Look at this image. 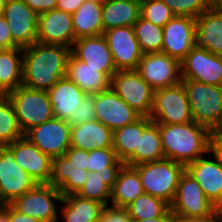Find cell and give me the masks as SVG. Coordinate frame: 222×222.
<instances>
[{
  "label": "cell",
  "mask_w": 222,
  "mask_h": 222,
  "mask_svg": "<svg viewBox=\"0 0 222 222\" xmlns=\"http://www.w3.org/2000/svg\"><path fill=\"white\" fill-rule=\"evenodd\" d=\"M62 198L58 188L49 183H38L33 189L15 198L10 205L41 222H59L57 205L60 206Z\"/></svg>",
  "instance_id": "obj_7"
},
{
  "label": "cell",
  "mask_w": 222,
  "mask_h": 222,
  "mask_svg": "<svg viewBox=\"0 0 222 222\" xmlns=\"http://www.w3.org/2000/svg\"><path fill=\"white\" fill-rule=\"evenodd\" d=\"M7 95L15 109L23 134L54 118L48 91L35 90L21 85Z\"/></svg>",
  "instance_id": "obj_6"
},
{
  "label": "cell",
  "mask_w": 222,
  "mask_h": 222,
  "mask_svg": "<svg viewBox=\"0 0 222 222\" xmlns=\"http://www.w3.org/2000/svg\"><path fill=\"white\" fill-rule=\"evenodd\" d=\"M9 222H41V221L15 210L9 204Z\"/></svg>",
  "instance_id": "obj_48"
},
{
  "label": "cell",
  "mask_w": 222,
  "mask_h": 222,
  "mask_svg": "<svg viewBox=\"0 0 222 222\" xmlns=\"http://www.w3.org/2000/svg\"><path fill=\"white\" fill-rule=\"evenodd\" d=\"M181 80L222 86V56L194 46L180 61Z\"/></svg>",
  "instance_id": "obj_11"
},
{
  "label": "cell",
  "mask_w": 222,
  "mask_h": 222,
  "mask_svg": "<svg viewBox=\"0 0 222 222\" xmlns=\"http://www.w3.org/2000/svg\"><path fill=\"white\" fill-rule=\"evenodd\" d=\"M133 29L143 54L162 52L163 27L139 17Z\"/></svg>",
  "instance_id": "obj_37"
},
{
  "label": "cell",
  "mask_w": 222,
  "mask_h": 222,
  "mask_svg": "<svg viewBox=\"0 0 222 222\" xmlns=\"http://www.w3.org/2000/svg\"><path fill=\"white\" fill-rule=\"evenodd\" d=\"M147 116H141L131 124L113 131V149L117 157L125 162L138 149L139 134L151 123Z\"/></svg>",
  "instance_id": "obj_33"
},
{
  "label": "cell",
  "mask_w": 222,
  "mask_h": 222,
  "mask_svg": "<svg viewBox=\"0 0 222 222\" xmlns=\"http://www.w3.org/2000/svg\"><path fill=\"white\" fill-rule=\"evenodd\" d=\"M136 71L154 91L181 82L180 62L162 52L143 54Z\"/></svg>",
  "instance_id": "obj_13"
},
{
  "label": "cell",
  "mask_w": 222,
  "mask_h": 222,
  "mask_svg": "<svg viewBox=\"0 0 222 222\" xmlns=\"http://www.w3.org/2000/svg\"><path fill=\"white\" fill-rule=\"evenodd\" d=\"M23 48L0 49V94L22 85Z\"/></svg>",
  "instance_id": "obj_31"
},
{
  "label": "cell",
  "mask_w": 222,
  "mask_h": 222,
  "mask_svg": "<svg viewBox=\"0 0 222 222\" xmlns=\"http://www.w3.org/2000/svg\"><path fill=\"white\" fill-rule=\"evenodd\" d=\"M165 158L187 166L208 153L211 131L196 122L159 124Z\"/></svg>",
  "instance_id": "obj_2"
},
{
  "label": "cell",
  "mask_w": 222,
  "mask_h": 222,
  "mask_svg": "<svg viewBox=\"0 0 222 222\" xmlns=\"http://www.w3.org/2000/svg\"><path fill=\"white\" fill-rule=\"evenodd\" d=\"M126 209L132 219L146 220L164 216L170 210V204L159 197L144 193Z\"/></svg>",
  "instance_id": "obj_36"
},
{
  "label": "cell",
  "mask_w": 222,
  "mask_h": 222,
  "mask_svg": "<svg viewBox=\"0 0 222 222\" xmlns=\"http://www.w3.org/2000/svg\"><path fill=\"white\" fill-rule=\"evenodd\" d=\"M1 15L7 20L11 36L20 48L37 42L38 14L23 0H7Z\"/></svg>",
  "instance_id": "obj_15"
},
{
  "label": "cell",
  "mask_w": 222,
  "mask_h": 222,
  "mask_svg": "<svg viewBox=\"0 0 222 222\" xmlns=\"http://www.w3.org/2000/svg\"><path fill=\"white\" fill-rule=\"evenodd\" d=\"M71 125L66 120L53 118L28 130L24 136L42 153L51 158L65 155L71 147Z\"/></svg>",
  "instance_id": "obj_12"
},
{
  "label": "cell",
  "mask_w": 222,
  "mask_h": 222,
  "mask_svg": "<svg viewBox=\"0 0 222 222\" xmlns=\"http://www.w3.org/2000/svg\"><path fill=\"white\" fill-rule=\"evenodd\" d=\"M59 207L58 219L61 222H93L100 218L105 205L77 194L63 196ZM61 216V217H60Z\"/></svg>",
  "instance_id": "obj_27"
},
{
  "label": "cell",
  "mask_w": 222,
  "mask_h": 222,
  "mask_svg": "<svg viewBox=\"0 0 222 222\" xmlns=\"http://www.w3.org/2000/svg\"><path fill=\"white\" fill-rule=\"evenodd\" d=\"M192 114L193 121L218 130L222 120V86L205 84L195 80H181Z\"/></svg>",
  "instance_id": "obj_4"
},
{
  "label": "cell",
  "mask_w": 222,
  "mask_h": 222,
  "mask_svg": "<svg viewBox=\"0 0 222 222\" xmlns=\"http://www.w3.org/2000/svg\"><path fill=\"white\" fill-rule=\"evenodd\" d=\"M0 222H9V204L0 205Z\"/></svg>",
  "instance_id": "obj_51"
},
{
  "label": "cell",
  "mask_w": 222,
  "mask_h": 222,
  "mask_svg": "<svg viewBox=\"0 0 222 222\" xmlns=\"http://www.w3.org/2000/svg\"><path fill=\"white\" fill-rule=\"evenodd\" d=\"M141 0L102 1L103 32L121 26H133L140 17Z\"/></svg>",
  "instance_id": "obj_29"
},
{
  "label": "cell",
  "mask_w": 222,
  "mask_h": 222,
  "mask_svg": "<svg viewBox=\"0 0 222 222\" xmlns=\"http://www.w3.org/2000/svg\"><path fill=\"white\" fill-rule=\"evenodd\" d=\"M195 46L222 56V6H211L195 18Z\"/></svg>",
  "instance_id": "obj_22"
},
{
  "label": "cell",
  "mask_w": 222,
  "mask_h": 222,
  "mask_svg": "<svg viewBox=\"0 0 222 222\" xmlns=\"http://www.w3.org/2000/svg\"><path fill=\"white\" fill-rule=\"evenodd\" d=\"M94 107L95 119L112 131L131 124L141 117L112 88L94 94Z\"/></svg>",
  "instance_id": "obj_16"
},
{
  "label": "cell",
  "mask_w": 222,
  "mask_h": 222,
  "mask_svg": "<svg viewBox=\"0 0 222 222\" xmlns=\"http://www.w3.org/2000/svg\"><path fill=\"white\" fill-rule=\"evenodd\" d=\"M71 147L91 151L113 148V131L98 120L71 126Z\"/></svg>",
  "instance_id": "obj_23"
},
{
  "label": "cell",
  "mask_w": 222,
  "mask_h": 222,
  "mask_svg": "<svg viewBox=\"0 0 222 222\" xmlns=\"http://www.w3.org/2000/svg\"><path fill=\"white\" fill-rule=\"evenodd\" d=\"M143 185L144 192L171 204L186 166L167 158L133 166Z\"/></svg>",
  "instance_id": "obj_3"
},
{
  "label": "cell",
  "mask_w": 222,
  "mask_h": 222,
  "mask_svg": "<svg viewBox=\"0 0 222 222\" xmlns=\"http://www.w3.org/2000/svg\"><path fill=\"white\" fill-rule=\"evenodd\" d=\"M19 47L13 40L7 20L0 14V49Z\"/></svg>",
  "instance_id": "obj_44"
},
{
  "label": "cell",
  "mask_w": 222,
  "mask_h": 222,
  "mask_svg": "<svg viewBox=\"0 0 222 222\" xmlns=\"http://www.w3.org/2000/svg\"><path fill=\"white\" fill-rule=\"evenodd\" d=\"M75 40L72 14L54 9L38 15L37 42L72 48Z\"/></svg>",
  "instance_id": "obj_19"
},
{
  "label": "cell",
  "mask_w": 222,
  "mask_h": 222,
  "mask_svg": "<svg viewBox=\"0 0 222 222\" xmlns=\"http://www.w3.org/2000/svg\"><path fill=\"white\" fill-rule=\"evenodd\" d=\"M65 156L72 164L82 166L84 170H88L89 151L70 147L65 152Z\"/></svg>",
  "instance_id": "obj_43"
},
{
  "label": "cell",
  "mask_w": 222,
  "mask_h": 222,
  "mask_svg": "<svg viewBox=\"0 0 222 222\" xmlns=\"http://www.w3.org/2000/svg\"><path fill=\"white\" fill-rule=\"evenodd\" d=\"M157 124L193 122L188 97L183 84L154 91L153 108L149 116Z\"/></svg>",
  "instance_id": "obj_8"
},
{
  "label": "cell",
  "mask_w": 222,
  "mask_h": 222,
  "mask_svg": "<svg viewBox=\"0 0 222 222\" xmlns=\"http://www.w3.org/2000/svg\"><path fill=\"white\" fill-rule=\"evenodd\" d=\"M14 153L16 163L37 183H49L52 158L42 153L25 136L7 145Z\"/></svg>",
  "instance_id": "obj_20"
},
{
  "label": "cell",
  "mask_w": 222,
  "mask_h": 222,
  "mask_svg": "<svg viewBox=\"0 0 222 222\" xmlns=\"http://www.w3.org/2000/svg\"><path fill=\"white\" fill-rule=\"evenodd\" d=\"M172 10L162 0H141L140 17L155 25H164L174 17Z\"/></svg>",
  "instance_id": "obj_39"
},
{
  "label": "cell",
  "mask_w": 222,
  "mask_h": 222,
  "mask_svg": "<svg viewBox=\"0 0 222 222\" xmlns=\"http://www.w3.org/2000/svg\"><path fill=\"white\" fill-rule=\"evenodd\" d=\"M215 222H222V216Z\"/></svg>",
  "instance_id": "obj_55"
},
{
  "label": "cell",
  "mask_w": 222,
  "mask_h": 222,
  "mask_svg": "<svg viewBox=\"0 0 222 222\" xmlns=\"http://www.w3.org/2000/svg\"><path fill=\"white\" fill-rule=\"evenodd\" d=\"M171 212L203 222H215L222 212L206 197L201 186L186 170L181 175Z\"/></svg>",
  "instance_id": "obj_5"
},
{
  "label": "cell",
  "mask_w": 222,
  "mask_h": 222,
  "mask_svg": "<svg viewBox=\"0 0 222 222\" xmlns=\"http://www.w3.org/2000/svg\"><path fill=\"white\" fill-rule=\"evenodd\" d=\"M84 167L72 164L65 155L52 158V175L49 184L58 188L62 196L77 194L89 175Z\"/></svg>",
  "instance_id": "obj_25"
},
{
  "label": "cell",
  "mask_w": 222,
  "mask_h": 222,
  "mask_svg": "<svg viewBox=\"0 0 222 222\" xmlns=\"http://www.w3.org/2000/svg\"><path fill=\"white\" fill-rule=\"evenodd\" d=\"M75 39L103 34L102 0L84 1L72 14Z\"/></svg>",
  "instance_id": "obj_30"
},
{
  "label": "cell",
  "mask_w": 222,
  "mask_h": 222,
  "mask_svg": "<svg viewBox=\"0 0 222 222\" xmlns=\"http://www.w3.org/2000/svg\"><path fill=\"white\" fill-rule=\"evenodd\" d=\"M54 118L68 120L78 109L79 104L87 95L73 81L66 77L58 80L49 90Z\"/></svg>",
  "instance_id": "obj_26"
},
{
  "label": "cell",
  "mask_w": 222,
  "mask_h": 222,
  "mask_svg": "<svg viewBox=\"0 0 222 222\" xmlns=\"http://www.w3.org/2000/svg\"><path fill=\"white\" fill-rule=\"evenodd\" d=\"M195 18L174 16L163 27L162 53L179 62L195 46Z\"/></svg>",
  "instance_id": "obj_17"
},
{
  "label": "cell",
  "mask_w": 222,
  "mask_h": 222,
  "mask_svg": "<svg viewBox=\"0 0 222 222\" xmlns=\"http://www.w3.org/2000/svg\"><path fill=\"white\" fill-rule=\"evenodd\" d=\"M65 77L77 84L88 95L111 88V78L98 69L77 59L72 53L67 61Z\"/></svg>",
  "instance_id": "obj_24"
},
{
  "label": "cell",
  "mask_w": 222,
  "mask_h": 222,
  "mask_svg": "<svg viewBox=\"0 0 222 222\" xmlns=\"http://www.w3.org/2000/svg\"><path fill=\"white\" fill-rule=\"evenodd\" d=\"M208 156V157H207ZM206 197L222 212V164L210 152L186 166Z\"/></svg>",
  "instance_id": "obj_18"
},
{
  "label": "cell",
  "mask_w": 222,
  "mask_h": 222,
  "mask_svg": "<svg viewBox=\"0 0 222 222\" xmlns=\"http://www.w3.org/2000/svg\"><path fill=\"white\" fill-rule=\"evenodd\" d=\"M92 120H95L94 95L87 94L67 122L71 126H76Z\"/></svg>",
  "instance_id": "obj_41"
},
{
  "label": "cell",
  "mask_w": 222,
  "mask_h": 222,
  "mask_svg": "<svg viewBox=\"0 0 222 222\" xmlns=\"http://www.w3.org/2000/svg\"><path fill=\"white\" fill-rule=\"evenodd\" d=\"M218 130L222 131V120H221V123H220V128Z\"/></svg>",
  "instance_id": "obj_54"
},
{
  "label": "cell",
  "mask_w": 222,
  "mask_h": 222,
  "mask_svg": "<svg viewBox=\"0 0 222 222\" xmlns=\"http://www.w3.org/2000/svg\"><path fill=\"white\" fill-rule=\"evenodd\" d=\"M212 6H222V0H209Z\"/></svg>",
  "instance_id": "obj_52"
},
{
  "label": "cell",
  "mask_w": 222,
  "mask_h": 222,
  "mask_svg": "<svg viewBox=\"0 0 222 222\" xmlns=\"http://www.w3.org/2000/svg\"><path fill=\"white\" fill-rule=\"evenodd\" d=\"M209 151L222 164V131L219 130L211 131Z\"/></svg>",
  "instance_id": "obj_46"
},
{
  "label": "cell",
  "mask_w": 222,
  "mask_h": 222,
  "mask_svg": "<svg viewBox=\"0 0 222 222\" xmlns=\"http://www.w3.org/2000/svg\"><path fill=\"white\" fill-rule=\"evenodd\" d=\"M168 222H203V221L196 218L180 216L171 212Z\"/></svg>",
  "instance_id": "obj_49"
},
{
  "label": "cell",
  "mask_w": 222,
  "mask_h": 222,
  "mask_svg": "<svg viewBox=\"0 0 222 222\" xmlns=\"http://www.w3.org/2000/svg\"><path fill=\"white\" fill-rule=\"evenodd\" d=\"M165 158L159 124L151 122L139 134L138 149L124 162L126 165L135 166L145 162H153Z\"/></svg>",
  "instance_id": "obj_32"
},
{
  "label": "cell",
  "mask_w": 222,
  "mask_h": 222,
  "mask_svg": "<svg viewBox=\"0 0 222 222\" xmlns=\"http://www.w3.org/2000/svg\"><path fill=\"white\" fill-rule=\"evenodd\" d=\"M38 15L56 9L57 0H23Z\"/></svg>",
  "instance_id": "obj_45"
},
{
  "label": "cell",
  "mask_w": 222,
  "mask_h": 222,
  "mask_svg": "<svg viewBox=\"0 0 222 222\" xmlns=\"http://www.w3.org/2000/svg\"><path fill=\"white\" fill-rule=\"evenodd\" d=\"M71 53L82 62L107 74L110 78L117 71L107 40L101 35L76 39Z\"/></svg>",
  "instance_id": "obj_21"
},
{
  "label": "cell",
  "mask_w": 222,
  "mask_h": 222,
  "mask_svg": "<svg viewBox=\"0 0 222 222\" xmlns=\"http://www.w3.org/2000/svg\"><path fill=\"white\" fill-rule=\"evenodd\" d=\"M117 71L137 70L143 52L133 26H121L103 32Z\"/></svg>",
  "instance_id": "obj_14"
},
{
  "label": "cell",
  "mask_w": 222,
  "mask_h": 222,
  "mask_svg": "<svg viewBox=\"0 0 222 222\" xmlns=\"http://www.w3.org/2000/svg\"><path fill=\"white\" fill-rule=\"evenodd\" d=\"M125 163L118 159L113 148L89 151L88 171L93 173H119Z\"/></svg>",
  "instance_id": "obj_38"
},
{
  "label": "cell",
  "mask_w": 222,
  "mask_h": 222,
  "mask_svg": "<svg viewBox=\"0 0 222 222\" xmlns=\"http://www.w3.org/2000/svg\"><path fill=\"white\" fill-rule=\"evenodd\" d=\"M100 222H131L132 218L126 208L106 205L99 218Z\"/></svg>",
  "instance_id": "obj_42"
},
{
  "label": "cell",
  "mask_w": 222,
  "mask_h": 222,
  "mask_svg": "<svg viewBox=\"0 0 222 222\" xmlns=\"http://www.w3.org/2000/svg\"><path fill=\"white\" fill-rule=\"evenodd\" d=\"M37 184L16 163L13 151L7 145L0 146V205L10 204Z\"/></svg>",
  "instance_id": "obj_10"
},
{
  "label": "cell",
  "mask_w": 222,
  "mask_h": 222,
  "mask_svg": "<svg viewBox=\"0 0 222 222\" xmlns=\"http://www.w3.org/2000/svg\"><path fill=\"white\" fill-rule=\"evenodd\" d=\"M171 210H169L164 216L156 217L153 219H146V220H137L132 219L131 222H168Z\"/></svg>",
  "instance_id": "obj_50"
},
{
  "label": "cell",
  "mask_w": 222,
  "mask_h": 222,
  "mask_svg": "<svg viewBox=\"0 0 222 222\" xmlns=\"http://www.w3.org/2000/svg\"><path fill=\"white\" fill-rule=\"evenodd\" d=\"M24 136L8 95L0 94V146H6Z\"/></svg>",
  "instance_id": "obj_35"
},
{
  "label": "cell",
  "mask_w": 222,
  "mask_h": 222,
  "mask_svg": "<svg viewBox=\"0 0 222 222\" xmlns=\"http://www.w3.org/2000/svg\"><path fill=\"white\" fill-rule=\"evenodd\" d=\"M175 16L196 18L212 5L209 0H162Z\"/></svg>",
  "instance_id": "obj_40"
},
{
  "label": "cell",
  "mask_w": 222,
  "mask_h": 222,
  "mask_svg": "<svg viewBox=\"0 0 222 222\" xmlns=\"http://www.w3.org/2000/svg\"><path fill=\"white\" fill-rule=\"evenodd\" d=\"M144 193L138 171L133 166L124 164L118 173L113 188L111 189V199L109 204L116 207L126 208Z\"/></svg>",
  "instance_id": "obj_28"
},
{
  "label": "cell",
  "mask_w": 222,
  "mask_h": 222,
  "mask_svg": "<svg viewBox=\"0 0 222 222\" xmlns=\"http://www.w3.org/2000/svg\"><path fill=\"white\" fill-rule=\"evenodd\" d=\"M83 3L84 0H57L56 9L73 14Z\"/></svg>",
  "instance_id": "obj_47"
},
{
  "label": "cell",
  "mask_w": 222,
  "mask_h": 222,
  "mask_svg": "<svg viewBox=\"0 0 222 222\" xmlns=\"http://www.w3.org/2000/svg\"><path fill=\"white\" fill-rule=\"evenodd\" d=\"M71 48L35 42L23 48L22 85L48 91L66 75Z\"/></svg>",
  "instance_id": "obj_1"
},
{
  "label": "cell",
  "mask_w": 222,
  "mask_h": 222,
  "mask_svg": "<svg viewBox=\"0 0 222 222\" xmlns=\"http://www.w3.org/2000/svg\"><path fill=\"white\" fill-rule=\"evenodd\" d=\"M111 88L141 116H150L154 90L136 70L116 71L111 77Z\"/></svg>",
  "instance_id": "obj_9"
},
{
  "label": "cell",
  "mask_w": 222,
  "mask_h": 222,
  "mask_svg": "<svg viewBox=\"0 0 222 222\" xmlns=\"http://www.w3.org/2000/svg\"><path fill=\"white\" fill-rule=\"evenodd\" d=\"M118 173H93L90 172L84 186L77 195L109 205L111 189L117 179Z\"/></svg>",
  "instance_id": "obj_34"
},
{
  "label": "cell",
  "mask_w": 222,
  "mask_h": 222,
  "mask_svg": "<svg viewBox=\"0 0 222 222\" xmlns=\"http://www.w3.org/2000/svg\"><path fill=\"white\" fill-rule=\"evenodd\" d=\"M7 0H0V14L2 13L5 5H6Z\"/></svg>",
  "instance_id": "obj_53"
}]
</instances>
